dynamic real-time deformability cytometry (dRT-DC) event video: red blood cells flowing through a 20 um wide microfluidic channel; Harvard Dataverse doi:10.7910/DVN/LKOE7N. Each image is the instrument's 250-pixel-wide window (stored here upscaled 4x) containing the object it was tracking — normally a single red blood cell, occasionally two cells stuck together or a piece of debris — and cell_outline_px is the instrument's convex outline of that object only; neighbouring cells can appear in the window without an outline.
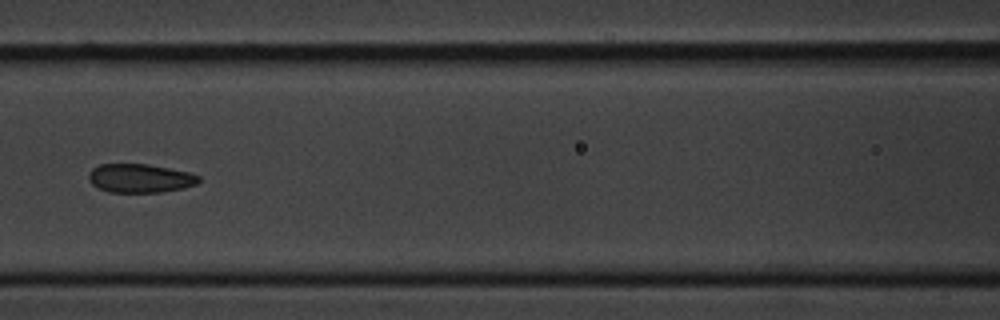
{"species": "common noctule bat (a hibernating species)", "species_latin": "Nyctalus noctula", "temperature_condition": "cold", "stored_images_in_passage": 15, "camera_frame_rate_fps": 3000, "um_per_image_px": 0.085, "animal": {"sex": "male", "body_mass_g": 20.1, "forearm_length_mm": 53.5}, "frame": {"image": 1, "passage_image": 7, "time_ms": 7.667, "image_size_px": [1000, 320], "cell_outline_px": [[200, 180], [196, 184], [184, 188], [164, 192], [108, 192], [92, 184], [88, 180], [88, 172], [92, 168], [100, 164], [148, 164], [188, 172], [200, 176]], "centroid_in_image_um": [11.89, 15.15], "position_along_channel_um": 154.7, "area_um2": 18.5}}
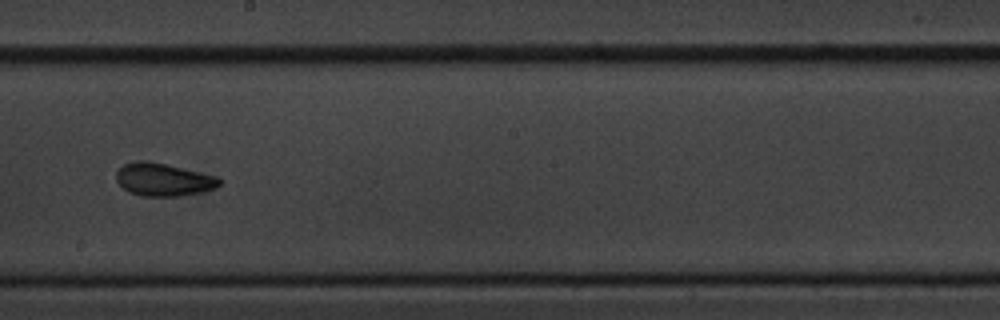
{"frame": {"image": 2, "passage_image": 9, "time_ms": 10.0, "image_size_px": [1000, 320], "cell_outline_px": [[220, 184], [216, 188], [200, 192], [180, 196], [140, 196], [128, 192], [116, 180], [116, 172], [124, 164], [136, 160], [144, 160], [164, 164], [220, 176]], "centroid_in_image_um": [13.89, 15.27], "position_along_channel_um": 234.3, "area_um2": 19.77}}
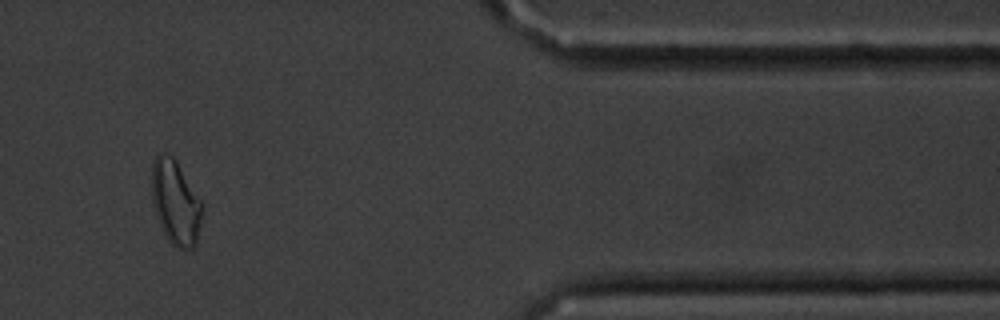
{"frame": {"image": 3, "passage_image": 13, "time_ms": 15.667, "image_size_px": [1000, 320], "cell_outline_px": [[200, 224], [196, 240], [192, 248], [184, 252], [176, 248], [168, 240], [156, 216], [152, 204], [152, 164], [156, 156], [160, 152], [164, 152], [172, 156], [176, 160], [200, 200]], "centroid_in_image_um": [14.88, 17.21], "position_along_channel_um": 396.5, "area_um2": 24.45}, "authors_computed_cell_mechanics": {"area_um2": 19.7676, "velocity_mm_per_s": 3.4305, "shape_relaxation_time_tau1_ms": 8.8206, "shape_relaxation_time_tau2_ms": 3.1561, "deformation_change_tau1": 0.1307, "deformation_change_tau2": 0.0842}}